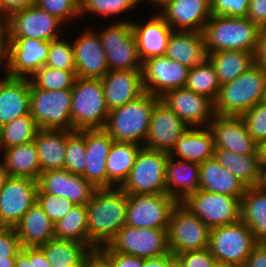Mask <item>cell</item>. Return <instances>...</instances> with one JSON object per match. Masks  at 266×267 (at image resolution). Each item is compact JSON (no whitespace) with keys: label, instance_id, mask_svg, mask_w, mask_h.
Wrapping results in <instances>:
<instances>
[{"label":"cell","instance_id":"60d3db41","mask_svg":"<svg viewBox=\"0 0 266 267\" xmlns=\"http://www.w3.org/2000/svg\"><path fill=\"white\" fill-rule=\"evenodd\" d=\"M184 87L215 101L221 84L215 67L208 58L202 64L190 68Z\"/></svg>","mask_w":266,"mask_h":267},{"label":"cell","instance_id":"c3c4849f","mask_svg":"<svg viewBox=\"0 0 266 267\" xmlns=\"http://www.w3.org/2000/svg\"><path fill=\"white\" fill-rule=\"evenodd\" d=\"M250 136L260 144L266 139V104L262 101L241 115Z\"/></svg>","mask_w":266,"mask_h":267},{"label":"cell","instance_id":"f6af8a7d","mask_svg":"<svg viewBox=\"0 0 266 267\" xmlns=\"http://www.w3.org/2000/svg\"><path fill=\"white\" fill-rule=\"evenodd\" d=\"M138 0H80V17L84 14L100 16H119L125 11L134 10Z\"/></svg>","mask_w":266,"mask_h":267},{"label":"cell","instance_id":"83f0119b","mask_svg":"<svg viewBox=\"0 0 266 267\" xmlns=\"http://www.w3.org/2000/svg\"><path fill=\"white\" fill-rule=\"evenodd\" d=\"M214 152V136L209 127H192L179 137L168 156L201 164L213 158Z\"/></svg>","mask_w":266,"mask_h":267},{"label":"cell","instance_id":"5b68a950","mask_svg":"<svg viewBox=\"0 0 266 267\" xmlns=\"http://www.w3.org/2000/svg\"><path fill=\"white\" fill-rule=\"evenodd\" d=\"M71 95V130L104 128L109 110L101 79L76 77Z\"/></svg>","mask_w":266,"mask_h":267},{"label":"cell","instance_id":"44dd1931","mask_svg":"<svg viewBox=\"0 0 266 267\" xmlns=\"http://www.w3.org/2000/svg\"><path fill=\"white\" fill-rule=\"evenodd\" d=\"M208 127L213 133L215 148L240 155L259 154V144L248 133L241 116L215 114Z\"/></svg>","mask_w":266,"mask_h":267},{"label":"cell","instance_id":"ffe728a7","mask_svg":"<svg viewBox=\"0 0 266 267\" xmlns=\"http://www.w3.org/2000/svg\"><path fill=\"white\" fill-rule=\"evenodd\" d=\"M190 127L161 100L155 106L145 139V148L169 153L179 137Z\"/></svg>","mask_w":266,"mask_h":267},{"label":"cell","instance_id":"603a6c76","mask_svg":"<svg viewBox=\"0 0 266 267\" xmlns=\"http://www.w3.org/2000/svg\"><path fill=\"white\" fill-rule=\"evenodd\" d=\"M72 46L76 77L101 79L109 71L106 54L96 31L85 30Z\"/></svg>","mask_w":266,"mask_h":267},{"label":"cell","instance_id":"e0dca14e","mask_svg":"<svg viewBox=\"0 0 266 267\" xmlns=\"http://www.w3.org/2000/svg\"><path fill=\"white\" fill-rule=\"evenodd\" d=\"M160 100L190 128L208 127L215 116L211 99L185 87L166 92Z\"/></svg>","mask_w":266,"mask_h":267},{"label":"cell","instance_id":"9c48e42d","mask_svg":"<svg viewBox=\"0 0 266 267\" xmlns=\"http://www.w3.org/2000/svg\"><path fill=\"white\" fill-rule=\"evenodd\" d=\"M209 234L210 228L181 203L172 209L167 237L169 251L174 256L185 251L208 248Z\"/></svg>","mask_w":266,"mask_h":267},{"label":"cell","instance_id":"8992f818","mask_svg":"<svg viewBox=\"0 0 266 267\" xmlns=\"http://www.w3.org/2000/svg\"><path fill=\"white\" fill-rule=\"evenodd\" d=\"M257 243L252 231L239 220L210 229L208 249L216 262L243 267Z\"/></svg>","mask_w":266,"mask_h":267},{"label":"cell","instance_id":"e7e4bbea","mask_svg":"<svg viewBox=\"0 0 266 267\" xmlns=\"http://www.w3.org/2000/svg\"><path fill=\"white\" fill-rule=\"evenodd\" d=\"M9 173L4 167L3 163L0 161V192L3 189L7 179L9 178Z\"/></svg>","mask_w":266,"mask_h":267},{"label":"cell","instance_id":"89a4df30","mask_svg":"<svg viewBox=\"0 0 266 267\" xmlns=\"http://www.w3.org/2000/svg\"><path fill=\"white\" fill-rule=\"evenodd\" d=\"M149 2L151 4H155L156 6H159V8L161 9L166 3L172 1V0H138V2Z\"/></svg>","mask_w":266,"mask_h":267},{"label":"cell","instance_id":"484cf974","mask_svg":"<svg viewBox=\"0 0 266 267\" xmlns=\"http://www.w3.org/2000/svg\"><path fill=\"white\" fill-rule=\"evenodd\" d=\"M4 77L0 78V127L30 114V79Z\"/></svg>","mask_w":266,"mask_h":267},{"label":"cell","instance_id":"753ad0ef","mask_svg":"<svg viewBox=\"0 0 266 267\" xmlns=\"http://www.w3.org/2000/svg\"><path fill=\"white\" fill-rule=\"evenodd\" d=\"M172 267H180L177 263H175Z\"/></svg>","mask_w":266,"mask_h":267},{"label":"cell","instance_id":"f5cc1de1","mask_svg":"<svg viewBox=\"0 0 266 267\" xmlns=\"http://www.w3.org/2000/svg\"><path fill=\"white\" fill-rule=\"evenodd\" d=\"M22 246L14 227H0V258H16Z\"/></svg>","mask_w":266,"mask_h":267},{"label":"cell","instance_id":"d6a6232c","mask_svg":"<svg viewBox=\"0 0 266 267\" xmlns=\"http://www.w3.org/2000/svg\"><path fill=\"white\" fill-rule=\"evenodd\" d=\"M72 130L39 129L34 139L41 172L64 169L67 137Z\"/></svg>","mask_w":266,"mask_h":267},{"label":"cell","instance_id":"2e32d148","mask_svg":"<svg viewBox=\"0 0 266 267\" xmlns=\"http://www.w3.org/2000/svg\"><path fill=\"white\" fill-rule=\"evenodd\" d=\"M190 68L167 56H155L142 62L145 92L162 97L166 92L185 86Z\"/></svg>","mask_w":266,"mask_h":267},{"label":"cell","instance_id":"1f68e13d","mask_svg":"<svg viewBox=\"0 0 266 267\" xmlns=\"http://www.w3.org/2000/svg\"><path fill=\"white\" fill-rule=\"evenodd\" d=\"M22 247H37L54 237V223L36 201L14 227Z\"/></svg>","mask_w":266,"mask_h":267},{"label":"cell","instance_id":"d4e9b609","mask_svg":"<svg viewBox=\"0 0 266 267\" xmlns=\"http://www.w3.org/2000/svg\"><path fill=\"white\" fill-rule=\"evenodd\" d=\"M113 138L103 129H85L86 167L82 176L95 188H107L106 160Z\"/></svg>","mask_w":266,"mask_h":267},{"label":"cell","instance_id":"03108f58","mask_svg":"<svg viewBox=\"0 0 266 267\" xmlns=\"http://www.w3.org/2000/svg\"><path fill=\"white\" fill-rule=\"evenodd\" d=\"M257 186L266 192V165H261L260 179Z\"/></svg>","mask_w":266,"mask_h":267},{"label":"cell","instance_id":"836d02e7","mask_svg":"<svg viewBox=\"0 0 266 267\" xmlns=\"http://www.w3.org/2000/svg\"><path fill=\"white\" fill-rule=\"evenodd\" d=\"M2 163L9 176L27 177L38 181L41 169L34 141L2 150Z\"/></svg>","mask_w":266,"mask_h":267},{"label":"cell","instance_id":"9f6ffc18","mask_svg":"<svg viewBox=\"0 0 266 267\" xmlns=\"http://www.w3.org/2000/svg\"><path fill=\"white\" fill-rule=\"evenodd\" d=\"M246 17L260 28H266V0H250Z\"/></svg>","mask_w":266,"mask_h":267},{"label":"cell","instance_id":"7a4b0ae2","mask_svg":"<svg viewBox=\"0 0 266 267\" xmlns=\"http://www.w3.org/2000/svg\"><path fill=\"white\" fill-rule=\"evenodd\" d=\"M160 97L145 92L139 98L108 113L104 130L118 142L144 146L155 104Z\"/></svg>","mask_w":266,"mask_h":267},{"label":"cell","instance_id":"ba28073f","mask_svg":"<svg viewBox=\"0 0 266 267\" xmlns=\"http://www.w3.org/2000/svg\"><path fill=\"white\" fill-rule=\"evenodd\" d=\"M109 71L142 70L131 20L114 21L98 33Z\"/></svg>","mask_w":266,"mask_h":267},{"label":"cell","instance_id":"7dc6e473","mask_svg":"<svg viewBox=\"0 0 266 267\" xmlns=\"http://www.w3.org/2000/svg\"><path fill=\"white\" fill-rule=\"evenodd\" d=\"M35 5L62 22L80 19V0H35Z\"/></svg>","mask_w":266,"mask_h":267},{"label":"cell","instance_id":"ac0fdd59","mask_svg":"<svg viewBox=\"0 0 266 267\" xmlns=\"http://www.w3.org/2000/svg\"><path fill=\"white\" fill-rule=\"evenodd\" d=\"M50 42L41 39L9 38V77L30 78L48 58Z\"/></svg>","mask_w":266,"mask_h":267},{"label":"cell","instance_id":"db71d44e","mask_svg":"<svg viewBox=\"0 0 266 267\" xmlns=\"http://www.w3.org/2000/svg\"><path fill=\"white\" fill-rule=\"evenodd\" d=\"M15 267H51V264L39 246L22 247L16 256Z\"/></svg>","mask_w":266,"mask_h":267},{"label":"cell","instance_id":"e575fe53","mask_svg":"<svg viewBox=\"0 0 266 267\" xmlns=\"http://www.w3.org/2000/svg\"><path fill=\"white\" fill-rule=\"evenodd\" d=\"M240 220L258 242L266 241V192L258 186L247 187L241 197Z\"/></svg>","mask_w":266,"mask_h":267},{"label":"cell","instance_id":"cb8c5ba5","mask_svg":"<svg viewBox=\"0 0 266 267\" xmlns=\"http://www.w3.org/2000/svg\"><path fill=\"white\" fill-rule=\"evenodd\" d=\"M101 81L109 111L129 103L145 93L142 70L108 71Z\"/></svg>","mask_w":266,"mask_h":267},{"label":"cell","instance_id":"f35d334b","mask_svg":"<svg viewBox=\"0 0 266 267\" xmlns=\"http://www.w3.org/2000/svg\"><path fill=\"white\" fill-rule=\"evenodd\" d=\"M207 54L215 67L221 85L233 81L254 64L253 52L220 50Z\"/></svg>","mask_w":266,"mask_h":267},{"label":"cell","instance_id":"8fae6325","mask_svg":"<svg viewBox=\"0 0 266 267\" xmlns=\"http://www.w3.org/2000/svg\"><path fill=\"white\" fill-rule=\"evenodd\" d=\"M210 229L240 220L241 197L198 190L181 202Z\"/></svg>","mask_w":266,"mask_h":267},{"label":"cell","instance_id":"6125c7cd","mask_svg":"<svg viewBox=\"0 0 266 267\" xmlns=\"http://www.w3.org/2000/svg\"><path fill=\"white\" fill-rule=\"evenodd\" d=\"M175 263V256L170 251L158 257L143 259V267H172Z\"/></svg>","mask_w":266,"mask_h":267},{"label":"cell","instance_id":"f546056e","mask_svg":"<svg viewBox=\"0 0 266 267\" xmlns=\"http://www.w3.org/2000/svg\"><path fill=\"white\" fill-rule=\"evenodd\" d=\"M165 56L189 68L202 64L208 58L202 32L173 31Z\"/></svg>","mask_w":266,"mask_h":267},{"label":"cell","instance_id":"7c38bea8","mask_svg":"<svg viewBox=\"0 0 266 267\" xmlns=\"http://www.w3.org/2000/svg\"><path fill=\"white\" fill-rule=\"evenodd\" d=\"M177 204L167 193L127 194L125 225L134 228H168L172 209Z\"/></svg>","mask_w":266,"mask_h":267},{"label":"cell","instance_id":"7402d4cb","mask_svg":"<svg viewBox=\"0 0 266 267\" xmlns=\"http://www.w3.org/2000/svg\"><path fill=\"white\" fill-rule=\"evenodd\" d=\"M158 12L173 31L202 32L211 17V0H172Z\"/></svg>","mask_w":266,"mask_h":267},{"label":"cell","instance_id":"91938a15","mask_svg":"<svg viewBox=\"0 0 266 267\" xmlns=\"http://www.w3.org/2000/svg\"><path fill=\"white\" fill-rule=\"evenodd\" d=\"M254 63L266 69V28H261L257 47L254 52Z\"/></svg>","mask_w":266,"mask_h":267},{"label":"cell","instance_id":"3957f363","mask_svg":"<svg viewBox=\"0 0 266 267\" xmlns=\"http://www.w3.org/2000/svg\"><path fill=\"white\" fill-rule=\"evenodd\" d=\"M260 30L247 17L211 16L202 31L206 52L238 50L254 53Z\"/></svg>","mask_w":266,"mask_h":267},{"label":"cell","instance_id":"30bf717a","mask_svg":"<svg viewBox=\"0 0 266 267\" xmlns=\"http://www.w3.org/2000/svg\"><path fill=\"white\" fill-rule=\"evenodd\" d=\"M71 90H30V114L40 129L71 130Z\"/></svg>","mask_w":266,"mask_h":267},{"label":"cell","instance_id":"277c9868","mask_svg":"<svg viewBox=\"0 0 266 267\" xmlns=\"http://www.w3.org/2000/svg\"><path fill=\"white\" fill-rule=\"evenodd\" d=\"M266 69L253 64L233 81L221 85L214 101L217 115L241 116L263 99Z\"/></svg>","mask_w":266,"mask_h":267},{"label":"cell","instance_id":"680465c9","mask_svg":"<svg viewBox=\"0 0 266 267\" xmlns=\"http://www.w3.org/2000/svg\"><path fill=\"white\" fill-rule=\"evenodd\" d=\"M243 267H266V243L258 242L250 252Z\"/></svg>","mask_w":266,"mask_h":267},{"label":"cell","instance_id":"4dcf8cb0","mask_svg":"<svg viewBox=\"0 0 266 267\" xmlns=\"http://www.w3.org/2000/svg\"><path fill=\"white\" fill-rule=\"evenodd\" d=\"M200 165L199 189L216 194L242 197L247 186L218 163L215 158L205 160Z\"/></svg>","mask_w":266,"mask_h":267},{"label":"cell","instance_id":"003e7915","mask_svg":"<svg viewBox=\"0 0 266 267\" xmlns=\"http://www.w3.org/2000/svg\"><path fill=\"white\" fill-rule=\"evenodd\" d=\"M261 165H266V139L258 146Z\"/></svg>","mask_w":266,"mask_h":267},{"label":"cell","instance_id":"9a60e30c","mask_svg":"<svg viewBox=\"0 0 266 267\" xmlns=\"http://www.w3.org/2000/svg\"><path fill=\"white\" fill-rule=\"evenodd\" d=\"M38 181L10 176L0 192V227H15L37 201Z\"/></svg>","mask_w":266,"mask_h":267},{"label":"cell","instance_id":"b9f144b4","mask_svg":"<svg viewBox=\"0 0 266 267\" xmlns=\"http://www.w3.org/2000/svg\"><path fill=\"white\" fill-rule=\"evenodd\" d=\"M39 129L31 114L6 123L0 127V150L34 141Z\"/></svg>","mask_w":266,"mask_h":267},{"label":"cell","instance_id":"94428289","mask_svg":"<svg viewBox=\"0 0 266 267\" xmlns=\"http://www.w3.org/2000/svg\"><path fill=\"white\" fill-rule=\"evenodd\" d=\"M83 267H112L110 260L99 250H92L86 257Z\"/></svg>","mask_w":266,"mask_h":267},{"label":"cell","instance_id":"be15d7a7","mask_svg":"<svg viewBox=\"0 0 266 267\" xmlns=\"http://www.w3.org/2000/svg\"><path fill=\"white\" fill-rule=\"evenodd\" d=\"M8 56H9V37H8L7 26L3 22L0 24V65L5 64L6 66L5 71L8 70Z\"/></svg>","mask_w":266,"mask_h":267},{"label":"cell","instance_id":"8d00e7d4","mask_svg":"<svg viewBox=\"0 0 266 267\" xmlns=\"http://www.w3.org/2000/svg\"><path fill=\"white\" fill-rule=\"evenodd\" d=\"M51 267H83L92 249L75 240L53 238L39 246Z\"/></svg>","mask_w":266,"mask_h":267},{"label":"cell","instance_id":"a7ac6f4b","mask_svg":"<svg viewBox=\"0 0 266 267\" xmlns=\"http://www.w3.org/2000/svg\"><path fill=\"white\" fill-rule=\"evenodd\" d=\"M16 258H0V267H15Z\"/></svg>","mask_w":266,"mask_h":267},{"label":"cell","instance_id":"5bb4252c","mask_svg":"<svg viewBox=\"0 0 266 267\" xmlns=\"http://www.w3.org/2000/svg\"><path fill=\"white\" fill-rule=\"evenodd\" d=\"M4 23L9 38L41 39L49 42L60 37L59 26L64 25L35 4L12 13Z\"/></svg>","mask_w":266,"mask_h":267},{"label":"cell","instance_id":"816d5d0a","mask_svg":"<svg viewBox=\"0 0 266 267\" xmlns=\"http://www.w3.org/2000/svg\"><path fill=\"white\" fill-rule=\"evenodd\" d=\"M175 261L180 267H211L215 258L206 248L176 254Z\"/></svg>","mask_w":266,"mask_h":267},{"label":"cell","instance_id":"6f0895ef","mask_svg":"<svg viewBox=\"0 0 266 267\" xmlns=\"http://www.w3.org/2000/svg\"><path fill=\"white\" fill-rule=\"evenodd\" d=\"M35 4V0H0V16L3 20L12 13Z\"/></svg>","mask_w":266,"mask_h":267},{"label":"cell","instance_id":"f1b7e54d","mask_svg":"<svg viewBox=\"0 0 266 267\" xmlns=\"http://www.w3.org/2000/svg\"><path fill=\"white\" fill-rule=\"evenodd\" d=\"M200 165L168 156L165 171L166 191L178 203L199 190Z\"/></svg>","mask_w":266,"mask_h":267},{"label":"cell","instance_id":"ee69618b","mask_svg":"<svg viewBox=\"0 0 266 267\" xmlns=\"http://www.w3.org/2000/svg\"><path fill=\"white\" fill-rule=\"evenodd\" d=\"M86 167L85 129L74 130L67 137L64 169L82 175Z\"/></svg>","mask_w":266,"mask_h":267},{"label":"cell","instance_id":"11a10c76","mask_svg":"<svg viewBox=\"0 0 266 267\" xmlns=\"http://www.w3.org/2000/svg\"><path fill=\"white\" fill-rule=\"evenodd\" d=\"M98 249L110 260L112 267H143L142 258L113 252L107 246H102Z\"/></svg>","mask_w":266,"mask_h":267},{"label":"cell","instance_id":"4316f807","mask_svg":"<svg viewBox=\"0 0 266 267\" xmlns=\"http://www.w3.org/2000/svg\"><path fill=\"white\" fill-rule=\"evenodd\" d=\"M141 61L155 56H164L168 39L173 29L157 13L147 22L131 21Z\"/></svg>","mask_w":266,"mask_h":267},{"label":"cell","instance_id":"681fc988","mask_svg":"<svg viewBox=\"0 0 266 267\" xmlns=\"http://www.w3.org/2000/svg\"><path fill=\"white\" fill-rule=\"evenodd\" d=\"M37 202L54 224L74 206V203L65 197L47 193H37Z\"/></svg>","mask_w":266,"mask_h":267},{"label":"cell","instance_id":"52a82bcc","mask_svg":"<svg viewBox=\"0 0 266 267\" xmlns=\"http://www.w3.org/2000/svg\"><path fill=\"white\" fill-rule=\"evenodd\" d=\"M168 153L141 147L127 180L120 187L125 193H167L165 184Z\"/></svg>","mask_w":266,"mask_h":267},{"label":"cell","instance_id":"d590c367","mask_svg":"<svg viewBox=\"0 0 266 267\" xmlns=\"http://www.w3.org/2000/svg\"><path fill=\"white\" fill-rule=\"evenodd\" d=\"M141 147L135 143L113 141L106 160L107 188L123 185Z\"/></svg>","mask_w":266,"mask_h":267},{"label":"cell","instance_id":"ab89813d","mask_svg":"<svg viewBox=\"0 0 266 267\" xmlns=\"http://www.w3.org/2000/svg\"><path fill=\"white\" fill-rule=\"evenodd\" d=\"M86 205H76L54 224L56 239L75 240L88 245Z\"/></svg>","mask_w":266,"mask_h":267},{"label":"cell","instance_id":"74e56055","mask_svg":"<svg viewBox=\"0 0 266 267\" xmlns=\"http://www.w3.org/2000/svg\"><path fill=\"white\" fill-rule=\"evenodd\" d=\"M213 157L247 187L258 185L261 171L259 154L240 155L227 149L215 148Z\"/></svg>","mask_w":266,"mask_h":267},{"label":"cell","instance_id":"6da1fadb","mask_svg":"<svg viewBox=\"0 0 266 267\" xmlns=\"http://www.w3.org/2000/svg\"><path fill=\"white\" fill-rule=\"evenodd\" d=\"M88 246H106L125 225L127 193L120 187L97 189L86 204Z\"/></svg>","mask_w":266,"mask_h":267},{"label":"cell","instance_id":"d6986e66","mask_svg":"<svg viewBox=\"0 0 266 267\" xmlns=\"http://www.w3.org/2000/svg\"><path fill=\"white\" fill-rule=\"evenodd\" d=\"M97 190L82 175L71 174L65 169L41 172L37 193L65 197L76 205H86Z\"/></svg>","mask_w":266,"mask_h":267},{"label":"cell","instance_id":"7bdbcfd3","mask_svg":"<svg viewBox=\"0 0 266 267\" xmlns=\"http://www.w3.org/2000/svg\"><path fill=\"white\" fill-rule=\"evenodd\" d=\"M29 79L30 88L50 91L71 90L76 79V74L70 70L43 66Z\"/></svg>","mask_w":266,"mask_h":267},{"label":"cell","instance_id":"34e18365","mask_svg":"<svg viewBox=\"0 0 266 267\" xmlns=\"http://www.w3.org/2000/svg\"><path fill=\"white\" fill-rule=\"evenodd\" d=\"M3 22H4V20H3V19L1 18V16H0V24L3 23Z\"/></svg>","mask_w":266,"mask_h":267},{"label":"cell","instance_id":"bcb514c9","mask_svg":"<svg viewBox=\"0 0 266 267\" xmlns=\"http://www.w3.org/2000/svg\"><path fill=\"white\" fill-rule=\"evenodd\" d=\"M44 66L70 70L76 74L72 43L61 40V38L51 40L48 58Z\"/></svg>","mask_w":266,"mask_h":267},{"label":"cell","instance_id":"f907efd6","mask_svg":"<svg viewBox=\"0 0 266 267\" xmlns=\"http://www.w3.org/2000/svg\"><path fill=\"white\" fill-rule=\"evenodd\" d=\"M250 0H211V16L246 17Z\"/></svg>","mask_w":266,"mask_h":267},{"label":"cell","instance_id":"2644e50d","mask_svg":"<svg viewBox=\"0 0 266 267\" xmlns=\"http://www.w3.org/2000/svg\"><path fill=\"white\" fill-rule=\"evenodd\" d=\"M211 267H235V266H232V265H228V264H225V263H220V262H214L212 264Z\"/></svg>","mask_w":266,"mask_h":267},{"label":"cell","instance_id":"4fadbf2b","mask_svg":"<svg viewBox=\"0 0 266 267\" xmlns=\"http://www.w3.org/2000/svg\"><path fill=\"white\" fill-rule=\"evenodd\" d=\"M168 228H134L123 225L106 245L111 251L134 255L142 259L158 257L169 252Z\"/></svg>","mask_w":266,"mask_h":267},{"label":"cell","instance_id":"8c879c8a","mask_svg":"<svg viewBox=\"0 0 266 267\" xmlns=\"http://www.w3.org/2000/svg\"><path fill=\"white\" fill-rule=\"evenodd\" d=\"M262 102L266 104V86H265V89H264Z\"/></svg>","mask_w":266,"mask_h":267}]
</instances>
